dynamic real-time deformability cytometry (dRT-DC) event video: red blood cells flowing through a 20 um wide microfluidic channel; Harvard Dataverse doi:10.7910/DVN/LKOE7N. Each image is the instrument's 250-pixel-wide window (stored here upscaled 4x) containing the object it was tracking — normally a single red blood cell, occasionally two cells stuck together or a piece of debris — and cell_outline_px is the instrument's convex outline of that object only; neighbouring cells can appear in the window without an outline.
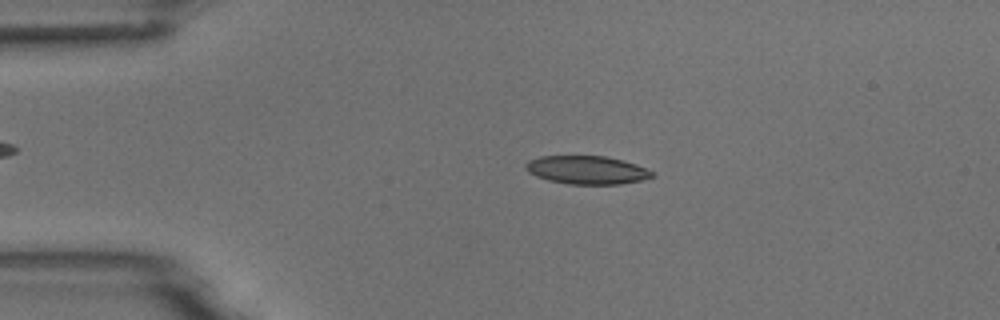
{"species": "common noctule bat (a hibernating species)", "species_latin": "Nyctalus noctula", "temperature_condition": "room temperature", "stored_images_in_passage": 3, "camera_frame_rate_fps": 3000, "um_per_image_px": 0.085, "animal": {"sex": "male", "body_mass_g": 18.8}, "frame": {"image": 1, "passage_image": 2, "time_ms": 2.0, "image_size_px": [1000, 320], "cell_outline_px": [[656, 176], [644, 180], [620, 184], [568, 184], [548, 180], [536, 176], [528, 172], [524, 168], [524, 164], [528, 160], [540, 156], [604, 156], [636, 164], [656, 172]], "centroid_in_image_um": [49.9, 14.45], "position_along_channel_um": 35.1, "area_um2": 21.04}}